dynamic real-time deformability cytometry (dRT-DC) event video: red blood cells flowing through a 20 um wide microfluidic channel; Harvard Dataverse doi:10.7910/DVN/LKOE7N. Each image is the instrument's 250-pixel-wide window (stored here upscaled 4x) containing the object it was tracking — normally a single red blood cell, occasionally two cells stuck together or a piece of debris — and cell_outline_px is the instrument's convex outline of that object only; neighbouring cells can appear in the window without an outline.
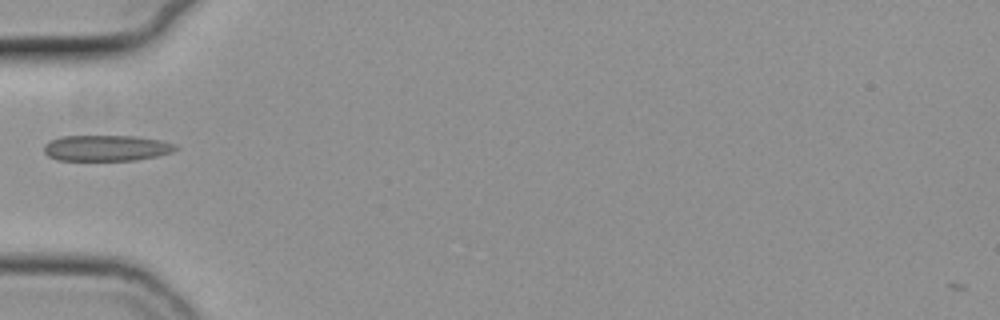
{"species": "common noctule bat (a hibernating species)", "species_latin": "Nyctalus noctula", "temperature_condition": "cold", "stored_images_in_passage": 37, "camera_frame_rate_fps": 3000, "um_per_image_px": 0.085, "animal": {"sex": "female", "body_mass_g": 19.3, "forearm_length_mm": 54.1}, "frame": {"image": 1, "passage_image": 1, "time_ms": 0.0, "image_size_px": [1000, 320], "cell_outline_px": [[180, 148], [172, 152], [156, 156], [136, 160], [56, 160], [48, 156], [44, 152], [44, 144], [60, 136], [132, 136], [160, 140], [176, 144]], "centroid_in_image_um": [9.04, 12.58], "position_along_channel_um": 76.0, "area_um2": 19.88}}
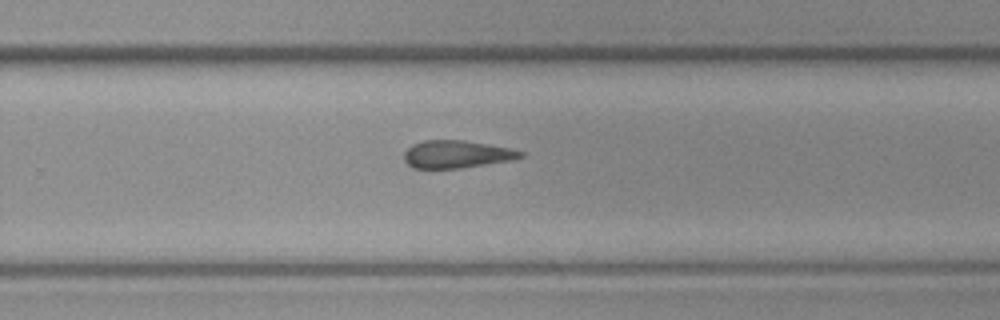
{"frame": {"image": 2, "passage_image": 18, "time_ms": 5.667, "image_size_px": [1000, 320], "cell_outline_px": [[524, 156], [512, 160], [460, 168], [412, 168], [404, 160], [404, 152], [412, 144], [424, 140], [460, 140], [512, 148], [524, 152]], "centroid_in_image_um": [38.81, 13.11], "position_along_channel_um": 291.0, "area_um2": 18.67}}
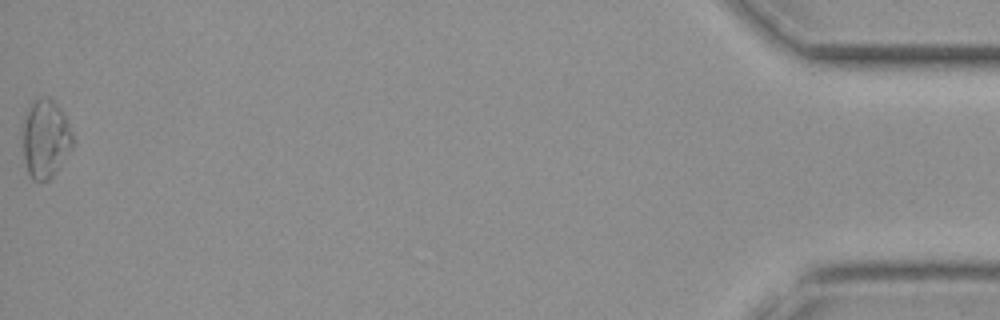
{"frame": {"image": 3, "passage_image": 37, "time_ms": 12.0, "image_size_px": [1000, 320], "cell_outline_px": [[72, 148], [56, 172], [48, 180], [32, 180], [28, 172], [24, 160], [20, 128], [32, 104], [40, 96], [48, 96], [60, 108], [72, 132]], "centroid_in_image_um": [3.83, 11.8], "position_along_channel_um": 431.4, "area_um2": 22.89}}